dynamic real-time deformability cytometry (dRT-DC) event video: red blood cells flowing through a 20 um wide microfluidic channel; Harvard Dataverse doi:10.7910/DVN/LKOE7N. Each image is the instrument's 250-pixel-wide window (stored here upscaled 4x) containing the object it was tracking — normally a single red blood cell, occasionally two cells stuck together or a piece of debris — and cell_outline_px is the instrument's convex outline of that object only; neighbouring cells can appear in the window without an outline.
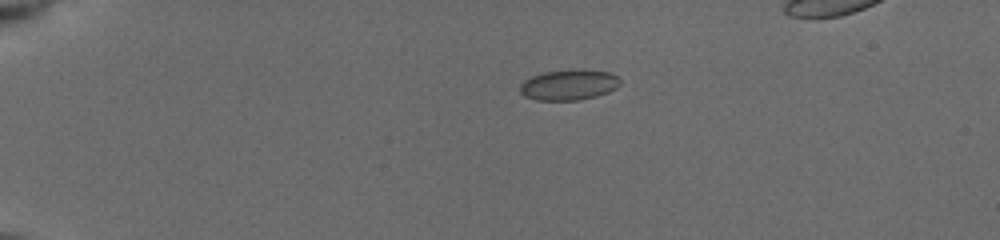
{"species": "common noctule bat (a hibernating species)", "species_latin": "Nyctalus noctula", "temperature_condition": "cold", "stored_images_in_passage": 9, "camera_frame_rate_fps": 3000, "um_per_image_px": 0.085, "animal": {"sex": "female", "body_mass_g": 19.5, "forearm_length_mm": 54.1}, "frame": {"image": 1, "passage_image": 1, "time_ms": 0.0, "image_size_px": [1000, 240], "cell_outline_px": [[620, 84], [616, 88], [608, 92], [596, 96], [580, 100], [536, 100], [524, 96], [520, 92], [520, 84], [524, 80], [532, 76], [544, 72], [568, 68], [584, 68], [612, 72], [620, 80]], "centroid_in_image_um": [48.37, 7.18], "position_along_channel_um": 36.6, "area_um2": 18.32}}
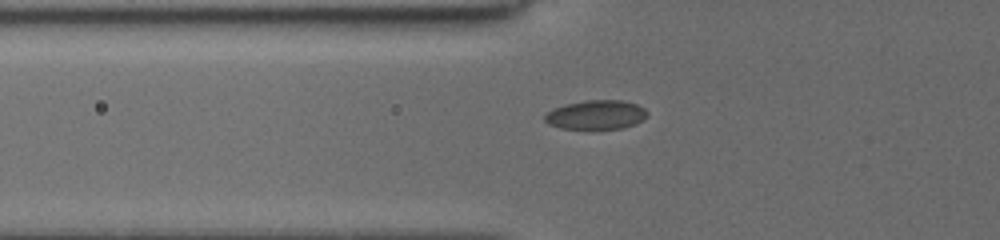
{"frame": {"image": 2, "passage_image": 7, "time_ms": 2.667, "image_size_px": [1000, 240], "cell_outline_px": [[648, 116], [644, 120], [636, 124], [624, 128], [560, 128], [548, 124], [544, 120], [544, 116], [552, 108], [564, 104], [584, 100], [624, 100], [636, 104], [644, 108], [648, 112]], "centroid_in_image_um": [50.68, 9.74], "position_along_channel_um": 75.1, "area_um2": 17.57}}